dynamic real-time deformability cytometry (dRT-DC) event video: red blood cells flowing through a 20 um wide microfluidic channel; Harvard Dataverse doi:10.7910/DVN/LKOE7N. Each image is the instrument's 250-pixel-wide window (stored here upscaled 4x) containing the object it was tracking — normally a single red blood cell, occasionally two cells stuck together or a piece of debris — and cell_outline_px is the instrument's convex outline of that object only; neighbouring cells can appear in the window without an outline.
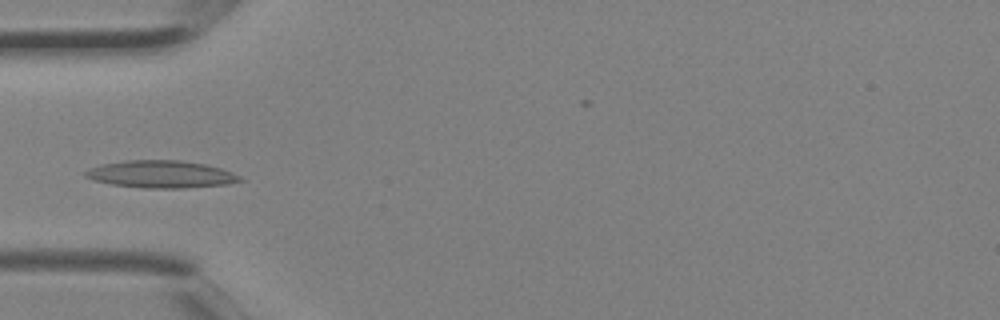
{"species": "Egyptian fruit bat (a non-hibernating species)", "species_latin": "Rousettus aegyptiacus", "temperature_condition": "room temperature", "stored_images_in_passage": 4, "camera_frame_rate_fps": 3000, "um_per_image_px": 0.085, "animal": {"sex": "female"}, "frame": {"image": 1, "passage_image": 4, "time_ms": 1.0, "image_size_px": [1000, 320], "cell_outline_px": [[244, 180], [228, 184], [180, 188], [144, 188], [112, 184], [92, 180], [84, 176], [84, 172], [88, 168], [100, 164], [128, 160], [180, 160], [204, 164], [220, 168], [232, 172], [240, 176]], "centroid_in_image_um": [13.65, 14.81], "position_along_channel_um": 71.3, "area_um2": 24.62}}